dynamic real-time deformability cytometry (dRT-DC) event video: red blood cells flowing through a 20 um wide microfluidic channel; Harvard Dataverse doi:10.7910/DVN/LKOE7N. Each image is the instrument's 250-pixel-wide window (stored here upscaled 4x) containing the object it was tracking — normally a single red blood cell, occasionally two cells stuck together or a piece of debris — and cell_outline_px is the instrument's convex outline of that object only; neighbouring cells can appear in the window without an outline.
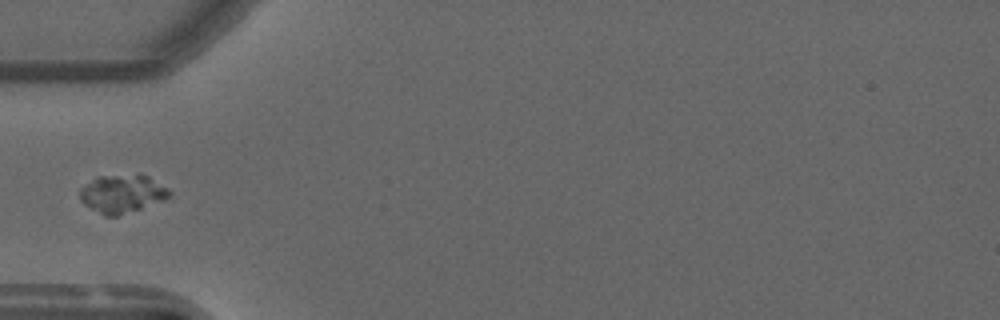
{"species": "common noctule bat (a hibernating species)", "species_latin": "Nyctalus noctula", "temperature_condition": "warm", "stored_images_in_passage": 4, "camera_frame_rate_fps": 3000, "um_per_image_px": 0.085, "animal": {"sex": "male", "forearm_length_mm": 52.5}, "frame": {"image": 1, "passage_image": 1, "time_ms": 0.0, "image_size_px": [1000, 320], "cell_outline_px": [[172, 192], [164, 200], [116, 216], [104, 216], [84, 204], [80, 200], [80, 188], [100, 176], [148, 176], [168, 188]], "centroid_in_image_um": [10.38, 16.49], "position_along_channel_um": 74.6, "area_um2": 19.25}}